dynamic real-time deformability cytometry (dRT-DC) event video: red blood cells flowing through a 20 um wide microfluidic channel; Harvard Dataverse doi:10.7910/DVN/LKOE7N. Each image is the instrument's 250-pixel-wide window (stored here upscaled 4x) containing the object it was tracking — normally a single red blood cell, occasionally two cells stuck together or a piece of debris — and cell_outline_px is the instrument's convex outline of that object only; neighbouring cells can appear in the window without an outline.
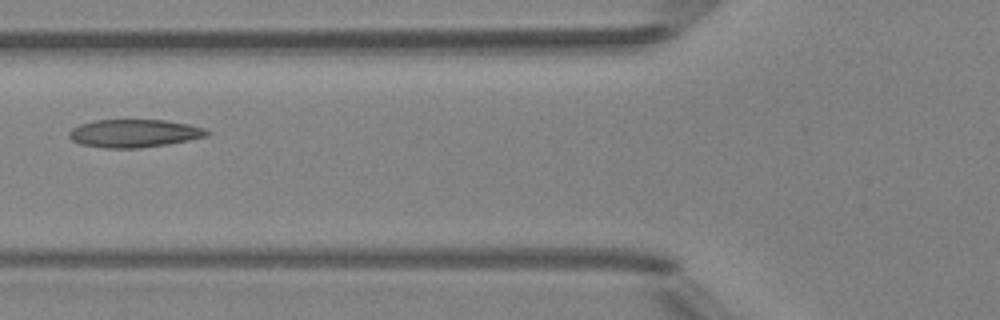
{"species": "Egyptian fruit bat (a non-hibernating species)", "species_latin": "Rousettus aegyptiacus", "temperature_condition": "room temperature", "stored_images_in_passage": 7, "camera_frame_rate_fps": 3000, "um_per_image_px": 0.085, "animal": {"sex": "female"}, "frame": {"image": 1, "passage_image": 6, "time_ms": 6.0, "image_size_px": [1000, 320], "cell_outline_px": [[212, 132], [208, 136], [168, 144], [140, 148], [104, 148], [80, 144], [72, 140], [68, 136], [68, 132], [72, 128], [80, 124], [96, 120], [164, 120], [188, 124], [204, 128]], "centroid_in_image_um": [11.4, 11.33], "position_along_channel_um": 114.4, "area_um2": 22.54}}
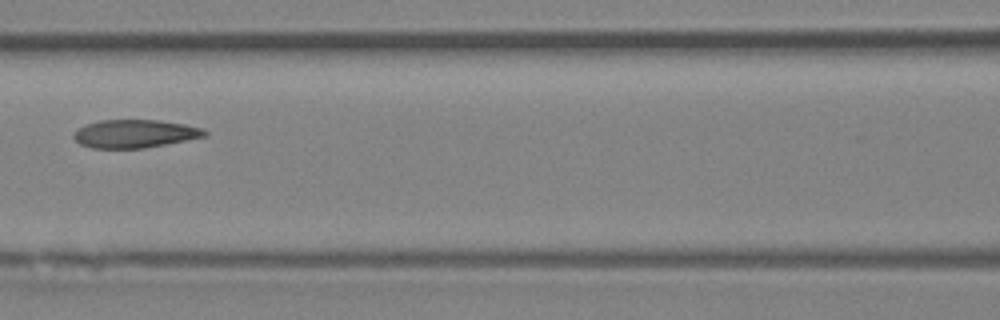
{"frame": {"image": 2, "passage_image": 7, "time_ms": 7.0, "image_size_px": [1000, 320], "cell_outline_px": [[208, 136], [144, 148], [92, 148], [80, 144], [72, 136], [84, 124], [100, 120], [156, 120], [184, 124], [204, 128], [208, 132]], "centroid_in_image_um": [11.49, 11.36], "position_along_channel_um": 155.1, "area_um2": 21.44}}